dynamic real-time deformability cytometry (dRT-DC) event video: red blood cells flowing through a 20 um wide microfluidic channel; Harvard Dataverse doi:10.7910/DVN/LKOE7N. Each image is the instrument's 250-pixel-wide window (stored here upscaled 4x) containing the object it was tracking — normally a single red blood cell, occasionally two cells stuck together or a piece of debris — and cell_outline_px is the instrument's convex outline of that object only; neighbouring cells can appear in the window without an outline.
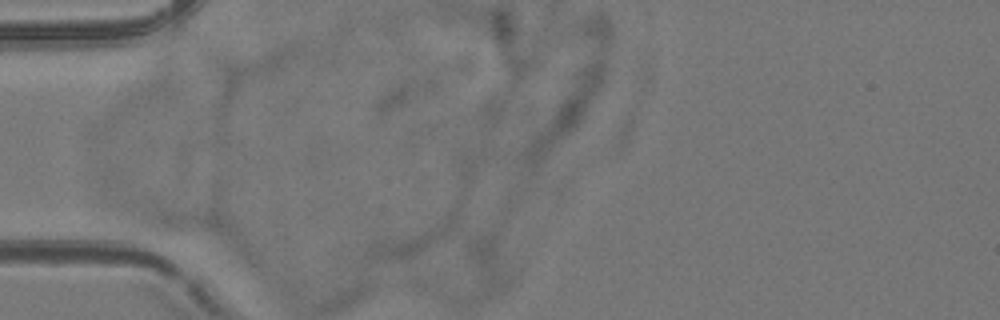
{"species": "common noctule bat (a hibernating species)", "species_latin": "Nyctalus noctula", "temperature_condition": "room temperature", "stored_images_in_passage": 2, "camera_frame_rate_fps": 3000, "um_per_image_px": 0.085, "animal": {"sex": "female", "body_mass_g": 24.6, "forearm_length_mm": 56.2}, "frame": {"image": 1, "passage_image": 1, "time_ms": 0.0, "image_size_px": [1000, 320], "cell_outline_px": [[220, 232], [148, 232], [100, 220], [92, 212], [96, 204], [120, 200], [124, 200], [216, 216], [220, 220]], "centroid_in_image_um": [13.19, 18.51], "position_along_channel_um": 71.8, "area_um2": 20.17}}